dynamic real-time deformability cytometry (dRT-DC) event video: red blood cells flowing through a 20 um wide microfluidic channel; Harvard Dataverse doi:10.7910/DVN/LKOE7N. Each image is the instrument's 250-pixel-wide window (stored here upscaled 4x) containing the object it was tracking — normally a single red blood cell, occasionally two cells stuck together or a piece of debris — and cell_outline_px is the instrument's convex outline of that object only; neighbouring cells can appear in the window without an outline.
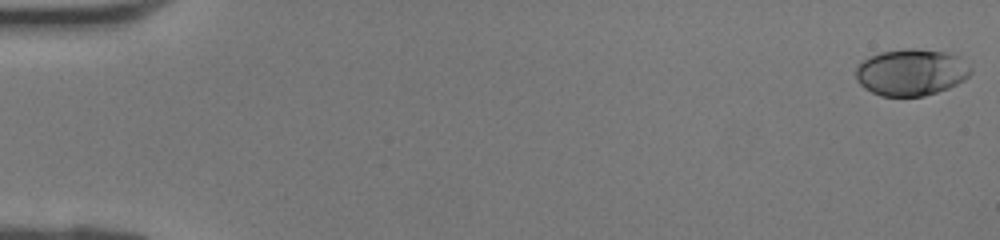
{"species": "human", "species_latin": "Homo sapiens", "temperature_condition": "room temperature", "stored_images_in_passage": 42, "camera_frame_rate_fps": 3000, "um_per_image_px": 0.085, "donor": {"sex": "female"}, "frame": {"image": 1, "passage_image": 1, "time_ms": 0.0, "image_size_px": [1000, 240], "cell_outline_px": [[972, 72], [964, 80], [948, 88], [924, 96], [880, 96], [864, 88], [856, 80], [856, 64], [880, 52], [904, 48], [916, 48], [944, 52], [956, 56], [972, 68]], "centroid_in_image_um": [77.42, 6.14], "position_along_channel_um": 7.6, "area_um2": 31.21}}
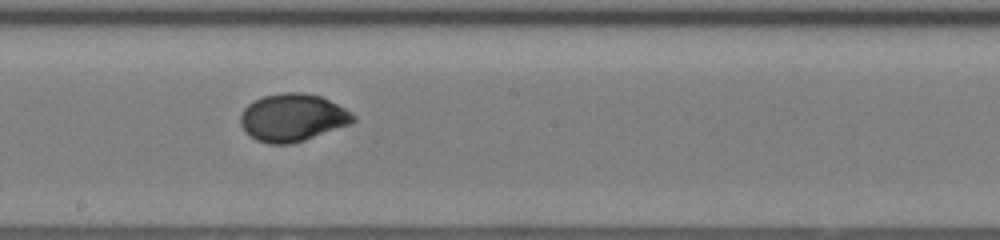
{"frame": {"image": 2, "passage_image": 24, "time_ms": 7.667, "image_size_px": [1000, 240], "cell_outline_px": [[356, 120], [348, 124], [304, 140], [288, 144], [268, 144], [256, 140], [248, 136], [240, 124], [240, 116], [244, 108], [248, 104], [264, 96], [284, 92], [300, 92], [320, 96], [352, 112], [356, 116]], "centroid_in_image_um": [24.83, 10.0], "position_along_channel_um": 223.4, "area_um2": 31.04}}
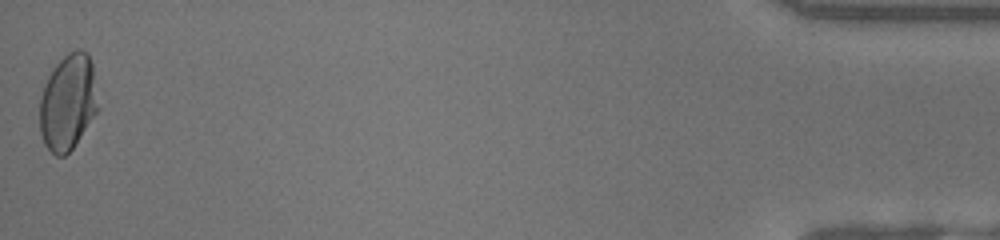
{"frame": {"image": 3, "passage_image": 42, "time_ms": 13.667, "image_size_px": [1000, 240], "cell_outline_px": [[96, 112], [72, 148], [64, 156], [56, 156], [44, 144], [40, 132], [40, 96], [44, 84], [48, 76], [56, 64], [68, 52], [76, 48], [88, 52], [92, 64], [96, 108]], "centroid_in_image_um": [5.73, 8.67], "position_along_channel_um": 429.5, "area_um2": 31.96}}